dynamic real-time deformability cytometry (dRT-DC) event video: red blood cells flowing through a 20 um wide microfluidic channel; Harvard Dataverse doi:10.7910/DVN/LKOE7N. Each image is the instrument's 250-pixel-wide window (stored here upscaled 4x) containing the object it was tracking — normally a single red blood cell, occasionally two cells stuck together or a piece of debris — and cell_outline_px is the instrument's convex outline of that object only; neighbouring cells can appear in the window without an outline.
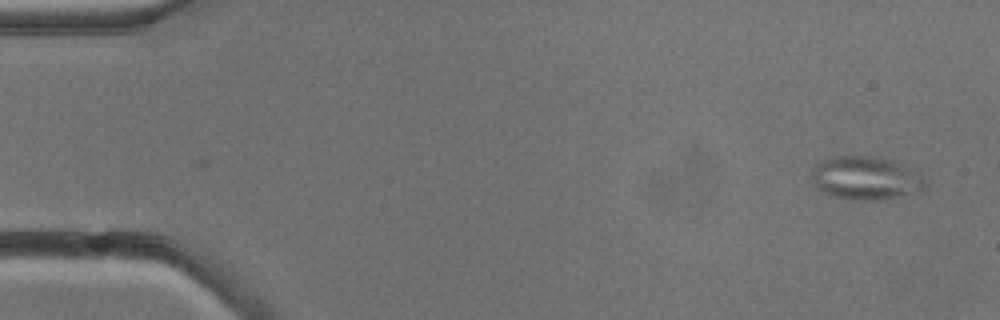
{"species": "common noctule bat (a hibernating species)", "species_latin": "Nyctalus noctula", "temperature_condition": "cold", "stored_images_in_passage": 2, "camera_frame_rate_fps": 3000, "um_per_image_px": 0.085, "animal": {"sex": "male", "body_mass_g": 13.3}, "frame": {"image": 1, "passage_image": 2, "time_ms": 2.0, "image_size_px": [1000, 320], "cell_outline_px": [[928, 184], [924, 192], [876, 200], [852, 200], [832, 196], [816, 188], [812, 184], [812, 168], [820, 160], [832, 156], [876, 156], [892, 160], [912, 168], [920, 172], [928, 180]], "centroid_in_image_um": [73.64, 15.14], "position_along_channel_um": 11.4, "area_um2": 29.54}}